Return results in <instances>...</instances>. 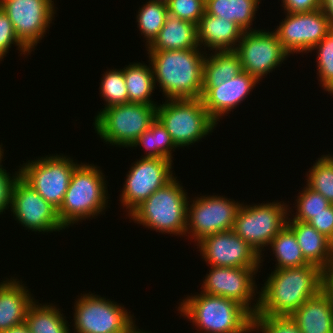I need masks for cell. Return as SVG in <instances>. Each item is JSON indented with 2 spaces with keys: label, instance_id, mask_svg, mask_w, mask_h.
Returning a JSON list of instances; mask_svg holds the SVG:
<instances>
[{
  "label": "cell",
  "instance_id": "7bdbcfd3",
  "mask_svg": "<svg viewBox=\"0 0 333 333\" xmlns=\"http://www.w3.org/2000/svg\"><path fill=\"white\" fill-rule=\"evenodd\" d=\"M320 9L328 17L330 25L333 29V0H321Z\"/></svg>",
  "mask_w": 333,
  "mask_h": 333
},
{
  "label": "cell",
  "instance_id": "7dc6e473",
  "mask_svg": "<svg viewBox=\"0 0 333 333\" xmlns=\"http://www.w3.org/2000/svg\"><path fill=\"white\" fill-rule=\"evenodd\" d=\"M11 0H0V7H2L6 2H9Z\"/></svg>",
  "mask_w": 333,
  "mask_h": 333
},
{
  "label": "cell",
  "instance_id": "52a82bcc",
  "mask_svg": "<svg viewBox=\"0 0 333 333\" xmlns=\"http://www.w3.org/2000/svg\"><path fill=\"white\" fill-rule=\"evenodd\" d=\"M157 105L126 103L103 109L94 118V130L105 144L131 148L156 119Z\"/></svg>",
  "mask_w": 333,
  "mask_h": 333
},
{
  "label": "cell",
  "instance_id": "d6986e66",
  "mask_svg": "<svg viewBox=\"0 0 333 333\" xmlns=\"http://www.w3.org/2000/svg\"><path fill=\"white\" fill-rule=\"evenodd\" d=\"M259 82L247 72L242 71L219 87H202V101L211 118L217 123L226 114L246 100Z\"/></svg>",
  "mask_w": 333,
  "mask_h": 333
},
{
  "label": "cell",
  "instance_id": "277c9868",
  "mask_svg": "<svg viewBox=\"0 0 333 333\" xmlns=\"http://www.w3.org/2000/svg\"><path fill=\"white\" fill-rule=\"evenodd\" d=\"M105 178L100 166L93 163L81 162L74 169L63 202L57 209L60 222L65 228L82 220L96 219L109 207L110 196Z\"/></svg>",
  "mask_w": 333,
  "mask_h": 333
},
{
  "label": "cell",
  "instance_id": "bcb514c9",
  "mask_svg": "<svg viewBox=\"0 0 333 333\" xmlns=\"http://www.w3.org/2000/svg\"><path fill=\"white\" fill-rule=\"evenodd\" d=\"M3 144L1 143V145H0V171L3 169V164H2V159H4L3 158V156H4V150H3V146H2Z\"/></svg>",
  "mask_w": 333,
  "mask_h": 333
},
{
  "label": "cell",
  "instance_id": "6da1fadb",
  "mask_svg": "<svg viewBox=\"0 0 333 333\" xmlns=\"http://www.w3.org/2000/svg\"><path fill=\"white\" fill-rule=\"evenodd\" d=\"M323 270L314 264L275 269L259 290L255 315L291 316L322 289Z\"/></svg>",
  "mask_w": 333,
  "mask_h": 333
},
{
  "label": "cell",
  "instance_id": "5bb4252c",
  "mask_svg": "<svg viewBox=\"0 0 333 333\" xmlns=\"http://www.w3.org/2000/svg\"><path fill=\"white\" fill-rule=\"evenodd\" d=\"M259 269L211 266L200 292L235 300L255 315L259 307V291L254 279Z\"/></svg>",
  "mask_w": 333,
  "mask_h": 333
},
{
  "label": "cell",
  "instance_id": "ac0fdd59",
  "mask_svg": "<svg viewBox=\"0 0 333 333\" xmlns=\"http://www.w3.org/2000/svg\"><path fill=\"white\" fill-rule=\"evenodd\" d=\"M208 266L262 268L260 255L232 229L204 237L196 243Z\"/></svg>",
  "mask_w": 333,
  "mask_h": 333
},
{
  "label": "cell",
  "instance_id": "484cf974",
  "mask_svg": "<svg viewBox=\"0 0 333 333\" xmlns=\"http://www.w3.org/2000/svg\"><path fill=\"white\" fill-rule=\"evenodd\" d=\"M242 71L241 62L234 50L206 53L203 63L202 87H219Z\"/></svg>",
  "mask_w": 333,
  "mask_h": 333
},
{
  "label": "cell",
  "instance_id": "8d00e7d4",
  "mask_svg": "<svg viewBox=\"0 0 333 333\" xmlns=\"http://www.w3.org/2000/svg\"><path fill=\"white\" fill-rule=\"evenodd\" d=\"M168 14L197 25L205 13V0H168Z\"/></svg>",
  "mask_w": 333,
  "mask_h": 333
},
{
  "label": "cell",
  "instance_id": "f546056e",
  "mask_svg": "<svg viewBox=\"0 0 333 333\" xmlns=\"http://www.w3.org/2000/svg\"><path fill=\"white\" fill-rule=\"evenodd\" d=\"M276 259L275 269L302 267L310 263L304 258L294 232L286 225L269 244Z\"/></svg>",
  "mask_w": 333,
  "mask_h": 333
},
{
  "label": "cell",
  "instance_id": "ab89813d",
  "mask_svg": "<svg viewBox=\"0 0 333 333\" xmlns=\"http://www.w3.org/2000/svg\"><path fill=\"white\" fill-rule=\"evenodd\" d=\"M307 223L333 242V204L330 203L324 211L315 215Z\"/></svg>",
  "mask_w": 333,
  "mask_h": 333
},
{
  "label": "cell",
  "instance_id": "e575fe53",
  "mask_svg": "<svg viewBox=\"0 0 333 333\" xmlns=\"http://www.w3.org/2000/svg\"><path fill=\"white\" fill-rule=\"evenodd\" d=\"M318 81L325 92L333 95V29L316 45Z\"/></svg>",
  "mask_w": 333,
  "mask_h": 333
},
{
  "label": "cell",
  "instance_id": "8fae6325",
  "mask_svg": "<svg viewBox=\"0 0 333 333\" xmlns=\"http://www.w3.org/2000/svg\"><path fill=\"white\" fill-rule=\"evenodd\" d=\"M241 205L240 201L214 193L197 195L188 201L185 236L198 243L206 236L233 229Z\"/></svg>",
  "mask_w": 333,
  "mask_h": 333
},
{
  "label": "cell",
  "instance_id": "9a60e30c",
  "mask_svg": "<svg viewBox=\"0 0 333 333\" xmlns=\"http://www.w3.org/2000/svg\"><path fill=\"white\" fill-rule=\"evenodd\" d=\"M10 211L15 221L31 232L48 234L66 229L60 222L57 208L45 201L20 176L13 185Z\"/></svg>",
  "mask_w": 333,
  "mask_h": 333
},
{
  "label": "cell",
  "instance_id": "4dcf8cb0",
  "mask_svg": "<svg viewBox=\"0 0 333 333\" xmlns=\"http://www.w3.org/2000/svg\"><path fill=\"white\" fill-rule=\"evenodd\" d=\"M136 22L141 35L145 38L148 47L158 36L168 16L167 3L148 0L137 11Z\"/></svg>",
  "mask_w": 333,
  "mask_h": 333
},
{
  "label": "cell",
  "instance_id": "603a6c76",
  "mask_svg": "<svg viewBox=\"0 0 333 333\" xmlns=\"http://www.w3.org/2000/svg\"><path fill=\"white\" fill-rule=\"evenodd\" d=\"M290 317L301 333H333V309L322 291L305 301Z\"/></svg>",
  "mask_w": 333,
  "mask_h": 333
},
{
  "label": "cell",
  "instance_id": "60d3db41",
  "mask_svg": "<svg viewBox=\"0 0 333 333\" xmlns=\"http://www.w3.org/2000/svg\"><path fill=\"white\" fill-rule=\"evenodd\" d=\"M284 13H303L320 9L321 0H282Z\"/></svg>",
  "mask_w": 333,
  "mask_h": 333
},
{
  "label": "cell",
  "instance_id": "7c38bea8",
  "mask_svg": "<svg viewBox=\"0 0 333 333\" xmlns=\"http://www.w3.org/2000/svg\"><path fill=\"white\" fill-rule=\"evenodd\" d=\"M241 62L242 70L259 83L263 76L281 67L290 54L282 47L276 33L266 29L246 31L234 50Z\"/></svg>",
  "mask_w": 333,
  "mask_h": 333
},
{
  "label": "cell",
  "instance_id": "3957f363",
  "mask_svg": "<svg viewBox=\"0 0 333 333\" xmlns=\"http://www.w3.org/2000/svg\"><path fill=\"white\" fill-rule=\"evenodd\" d=\"M180 317L187 318L198 333H252L253 315L235 300L204 292L181 300ZM201 331V332H199Z\"/></svg>",
  "mask_w": 333,
  "mask_h": 333
},
{
  "label": "cell",
  "instance_id": "d590c367",
  "mask_svg": "<svg viewBox=\"0 0 333 333\" xmlns=\"http://www.w3.org/2000/svg\"><path fill=\"white\" fill-rule=\"evenodd\" d=\"M258 332H257V331ZM252 331L256 333H301L290 316L253 315Z\"/></svg>",
  "mask_w": 333,
  "mask_h": 333
},
{
  "label": "cell",
  "instance_id": "ffe728a7",
  "mask_svg": "<svg viewBox=\"0 0 333 333\" xmlns=\"http://www.w3.org/2000/svg\"><path fill=\"white\" fill-rule=\"evenodd\" d=\"M5 279L0 282V333L25 322L28 308L35 301L21 279Z\"/></svg>",
  "mask_w": 333,
  "mask_h": 333
},
{
  "label": "cell",
  "instance_id": "4316f807",
  "mask_svg": "<svg viewBox=\"0 0 333 333\" xmlns=\"http://www.w3.org/2000/svg\"><path fill=\"white\" fill-rule=\"evenodd\" d=\"M148 66L145 63L132 62L123 68L128 92V103L149 105L158 104V102L152 100L154 93L153 91H155L157 88L155 87L154 76L150 62Z\"/></svg>",
  "mask_w": 333,
  "mask_h": 333
},
{
  "label": "cell",
  "instance_id": "9c48e42d",
  "mask_svg": "<svg viewBox=\"0 0 333 333\" xmlns=\"http://www.w3.org/2000/svg\"><path fill=\"white\" fill-rule=\"evenodd\" d=\"M90 293L74 302L73 333H125L135 323L123 304Z\"/></svg>",
  "mask_w": 333,
  "mask_h": 333
},
{
  "label": "cell",
  "instance_id": "e0dca14e",
  "mask_svg": "<svg viewBox=\"0 0 333 333\" xmlns=\"http://www.w3.org/2000/svg\"><path fill=\"white\" fill-rule=\"evenodd\" d=\"M54 5V0H11L1 8L19 40L32 52L55 19L57 7Z\"/></svg>",
  "mask_w": 333,
  "mask_h": 333
},
{
  "label": "cell",
  "instance_id": "4fadbf2b",
  "mask_svg": "<svg viewBox=\"0 0 333 333\" xmlns=\"http://www.w3.org/2000/svg\"><path fill=\"white\" fill-rule=\"evenodd\" d=\"M172 163L165 158H140L132 163L119 195L126 216L175 177Z\"/></svg>",
  "mask_w": 333,
  "mask_h": 333
},
{
  "label": "cell",
  "instance_id": "d6a6232c",
  "mask_svg": "<svg viewBox=\"0 0 333 333\" xmlns=\"http://www.w3.org/2000/svg\"><path fill=\"white\" fill-rule=\"evenodd\" d=\"M101 98L105 101L103 110L113 105H121L128 103V92L125 83L123 69H109L102 78L99 87Z\"/></svg>",
  "mask_w": 333,
  "mask_h": 333
},
{
  "label": "cell",
  "instance_id": "8992f818",
  "mask_svg": "<svg viewBox=\"0 0 333 333\" xmlns=\"http://www.w3.org/2000/svg\"><path fill=\"white\" fill-rule=\"evenodd\" d=\"M157 105L156 118L166 128L177 147H189L210 136L217 123L201 98L171 99Z\"/></svg>",
  "mask_w": 333,
  "mask_h": 333
},
{
  "label": "cell",
  "instance_id": "f1b7e54d",
  "mask_svg": "<svg viewBox=\"0 0 333 333\" xmlns=\"http://www.w3.org/2000/svg\"><path fill=\"white\" fill-rule=\"evenodd\" d=\"M143 146L146 150L142 158H165L173 162L172 154L178 148L166 128L156 118L149 129L140 135L132 144L133 147Z\"/></svg>",
  "mask_w": 333,
  "mask_h": 333
},
{
  "label": "cell",
  "instance_id": "44dd1931",
  "mask_svg": "<svg viewBox=\"0 0 333 333\" xmlns=\"http://www.w3.org/2000/svg\"><path fill=\"white\" fill-rule=\"evenodd\" d=\"M243 32L236 23L206 13L197 24L198 44L204 52L207 48L212 52L235 50Z\"/></svg>",
  "mask_w": 333,
  "mask_h": 333
},
{
  "label": "cell",
  "instance_id": "ee69618b",
  "mask_svg": "<svg viewBox=\"0 0 333 333\" xmlns=\"http://www.w3.org/2000/svg\"><path fill=\"white\" fill-rule=\"evenodd\" d=\"M1 333H30V330L25 322L11 327Z\"/></svg>",
  "mask_w": 333,
  "mask_h": 333
},
{
  "label": "cell",
  "instance_id": "74e56055",
  "mask_svg": "<svg viewBox=\"0 0 333 333\" xmlns=\"http://www.w3.org/2000/svg\"><path fill=\"white\" fill-rule=\"evenodd\" d=\"M17 47L20 55H30L31 51L19 40L6 12L0 7V61L9 53L12 46Z\"/></svg>",
  "mask_w": 333,
  "mask_h": 333
},
{
  "label": "cell",
  "instance_id": "c3c4849f",
  "mask_svg": "<svg viewBox=\"0 0 333 333\" xmlns=\"http://www.w3.org/2000/svg\"><path fill=\"white\" fill-rule=\"evenodd\" d=\"M153 1H159V2H164V3L168 2V0H153Z\"/></svg>",
  "mask_w": 333,
  "mask_h": 333
},
{
  "label": "cell",
  "instance_id": "2e32d148",
  "mask_svg": "<svg viewBox=\"0 0 333 333\" xmlns=\"http://www.w3.org/2000/svg\"><path fill=\"white\" fill-rule=\"evenodd\" d=\"M328 17L321 9L286 13L285 18L273 30L282 47L290 54L309 53L330 31Z\"/></svg>",
  "mask_w": 333,
  "mask_h": 333
},
{
  "label": "cell",
  "instance_id": "b9f144b4",
  "mask_svg": "<svg viewBox=\"0 0 333 333\" xmlns=\"http://www.w3.org/2000/svg\"><path fill=\"white\" fill-rule=\"evenodd\" d=\"M321 291L327 296L333 309V264L323 270Z\"/></svg>",
  "mask_w": 333,
  "mask_h": 333
},
{
  "label": "cell",
  "instance_id": "7402d4cb",
  "mask_svg": "<svg viewBox=\"0 0 333 333\" xmlns=\"http://www.w3.org/2000/svg\"><path fill=\"white\" fill-rule=\"evenodd\" d=\"M286 225L294 232L304 258L322 270L333 264V242L305 222L287 220Z\"/></svg>",
  "mask_w": 333,
  "mask_h": 333
},
{
  "label": "cell",
  "instance_id": "83f0119b",
  "mask_svg": "<svg viewBox=\"0 0 333 333\" xmlns=\"http://www.w3.org/2000/svg\"><path fill=\"white\" fill-rule=\"evenodd\" d=\"M38 302L35 300L26 313L25 323L30 333H72L66 316L57 305Z\"/></svg>",
  "mask_w": 333,
  "mask_h": 333
},
{
  "label": "cell",
  "instance_id": "ba28073f",
  "mask_svg": "<svg viewBox=\"0 0 333 333\" xmlns=\"http://www.w3.org/2000/svg\"><path fill=\"white\" fill-rule=\"evenodd\" d=\"M282 201L249 205L242 203L238 210L233 231L248 243L259 255L263 263L265 251L272 239L286 226L288 210Z\"/></svg>",
  "mask_w": 333,
  "mask_h": 333
},
{
  "label": "cell",
  "instance_id": "30bf717a",
  "mask_svg": "<svg viewBox=\"0 0 333 333\" xmlns=\"http://www.w3.org/2000/svg\"><path fill=\"white\" fill-rule=\"evenodd\" d=\"M79 163L63 154L36 157L19 166L20 177L45 201L59 208L70 183L74 169Z\"/></svg>",
  "mask_w": 333,
  "mask_h": 333
},
{
  "label": "cell",
  "instance_id": "5b68a950",
  "mask_svg": "<svg viewBox=\"0 0 333 333\" xmlns=\"http://www.w3.org/2000/svg\"><path fill=\"white\" fill-rule=\"evenodd\" d=\"M181 185L175 176L127 217L156 232L185 237L187 205L191 199Z\"/></svg>",
  "mask_w": 333,
  "mask_h": 333
},
{
  "label": "cell",
  "instance_id": "836d02e7",
  "mask_svg": "<svg viewBox=\"0 0 333 333\" xmlns=\"http://www.w3.org/2000/svg\"><path fill=\"white\" fill-rule=\"evenodd\" d=\"M295 213H291L288 210L287 220H296L307 223L315 215L324 211V209L330 204L329 201L321 194L307 185L298 193L297 199L295 200ZM295 214V216H293ZM291 216V218H289ZM293 217V218H292Z\"/></svg>",
  "mask_w": 333,
  "mask_h": 333
},
{
  "label": "cell",
  "instance_id": "1f68e13d",
  "mask_svg": "<svg viewBox=\"0 0 333 333\" xmlns=\"http://www.w3.org/2000/svg\"><path fill=\"white\" fill-rule=\"evenodd\" d=\"M306 174V185L333 204V154L319 157Z\"/></svg>",
  "mask_w": 333,
  "mask_h": 333
},
{
  "label": "cell",
  "instance_id": "7a4b0ae2",
  "mask_svg": "<svg viewBox=\"0 0 333 333\" xmlns=\"http://www.w3.org/2000/svg\"><path fill=\"white\" fill-rule=\"evenodd\" d=\"M202 50L197 47L147 52L155 87H160L164 99L202 98L203 63L206 55Z\"/></svg>",
  "mask_w": 333,
  "mask_h": 333
},
{
  "label": "cell",
  "instance_id": "d4e9b609",
  "mask_svg": "<svg viewBox=\"0 0 333 333\" xmlns=\"http://www.w3.org/2000/svg\"><path fill=\"white\" fill-rule=\"evenodd\" d=\"M261 0H205V13L225 18L238 25L244 32L254 29L253 21Z\"/></svg>",
  "mask_w": 333,
  "mask_h": 333
},
{
  "label": "cell",
  "instance_id": "f6af8a7d",
  "mask_svg": "<svg viewBox=\"0 0 333 333\" xmlns=\"http://www.w3.org/2000/svg\"><path fill=\"white\" fill-rule=\"evenodd\" d=\"M125 333H152L151 331H145V330H141L136 326V323H134Z\"/></svg>",
  "mask_w": 333,
  "mask_h": 333
},
{
  "label": "cell",
  "instance_id": "f35d334b",
  "mask_svg": "<svg viewBox=\"0 0 333 333\" xmlns=\"http://www.w3.org/2000/svg\"><path fill=\"white\" fill-rule=\"evenodd\" d=\"M20 176V169L15 171L12 176L6 169L0 171V215L5 210L10 209L11 205V194L15 181Z\"/></svg>",
  "mask_w": 333,
  "mask_h": 333
},
{
  "label": "cell",
  "instance_id": "cb8c5ba5",
  "mask_svg": "<svg viewBox=\"0 0 333 333\" xmlns=\"http://www.w3.org/2000/svg\"><path fill=\"white\" fill-rule=\"evenodd\" d=\"M199 47L197 25L168 14L158 36L147 51L184 50Z\"/></svg>",
  "mask_w": 333,
  "mask_h": 333
}]
</instances>
